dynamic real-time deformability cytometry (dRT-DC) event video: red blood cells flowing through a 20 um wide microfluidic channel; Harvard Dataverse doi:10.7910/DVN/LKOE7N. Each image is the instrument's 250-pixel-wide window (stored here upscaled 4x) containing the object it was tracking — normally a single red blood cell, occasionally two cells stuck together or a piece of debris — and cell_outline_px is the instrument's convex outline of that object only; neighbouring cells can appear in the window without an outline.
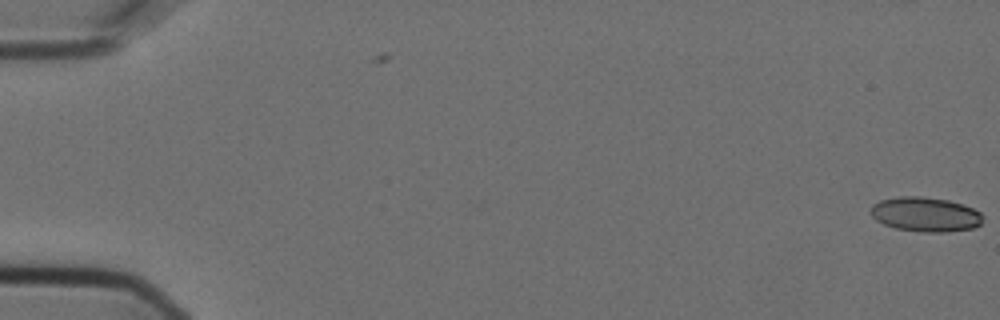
{"species": "Egyptian fruit bat (a non-hibernating species)", "species_latin": "Rousettus aegyptiacus", "temperature_condition": "cold", "stored_images_in_passage": 4, "camera_frame_rate_fps": 3000, "um_per_image_px": 0.085, "animal": {"sex": "female"}, "frame": {"image": 1, "passage_image": 4, "time_ms": 1.0, "image_size_px": [1000, 320], "cell_outline_px": [[984, 216], [980, 224], [972, 228], [948, 232], [924, 232], [896, 228], [884, 224], [876, 220], [872, 216], [872, 204], [880, 200], [900, 196], [920, 196], [948, 200], [972, 208], [980, 212]], "centroid_in_image_um": [78.66, 18.22], "position_along_channel_um": 6.3, "area_um2": 22.43}}